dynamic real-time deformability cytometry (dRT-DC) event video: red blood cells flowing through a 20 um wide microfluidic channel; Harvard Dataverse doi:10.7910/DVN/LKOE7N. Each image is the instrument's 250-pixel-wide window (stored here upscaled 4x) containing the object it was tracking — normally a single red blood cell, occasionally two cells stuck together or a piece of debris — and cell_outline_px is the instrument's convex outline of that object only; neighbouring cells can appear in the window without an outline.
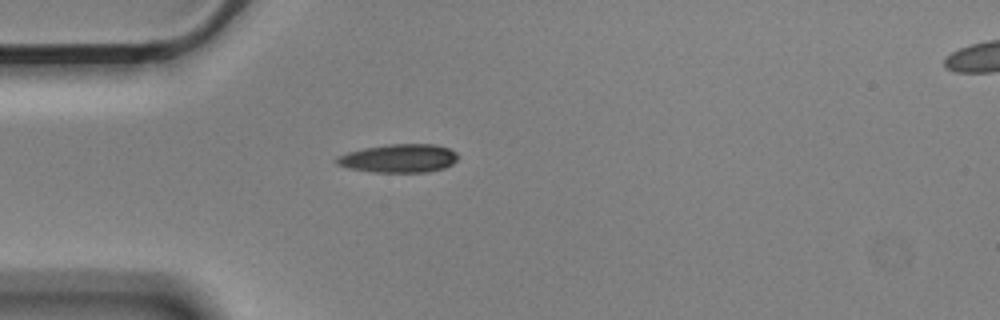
{"species": "Egyptian fruit bat (a non-hibernating species)", "species_latin": "Rousettus aegyptiacus", "temperature_condition": "cold", "stored_images_in_passage": 20, "camera_frame_rate_fps": 3000, "um_per_image_px": 0.085, "animal": {"sex": "male"}, "frame": {"image": 1, "passage_image": 1, "time_ms": 0.0, "image_size_px": [1000, 320], "cell_outline_px": [[460, 156], [452, 164], [444, 168], [428, 172], [372, 172], [348, 168], [336, 164], [332, 160], [336, 156], [348, 152], [364, 148], [388, 144], [436, 144], [448, 148], [456, 152]], "centroid_in_image_um": [33.88, 13.46], "position_along_channel_um": 51.1, "area_um2": 20.35}}
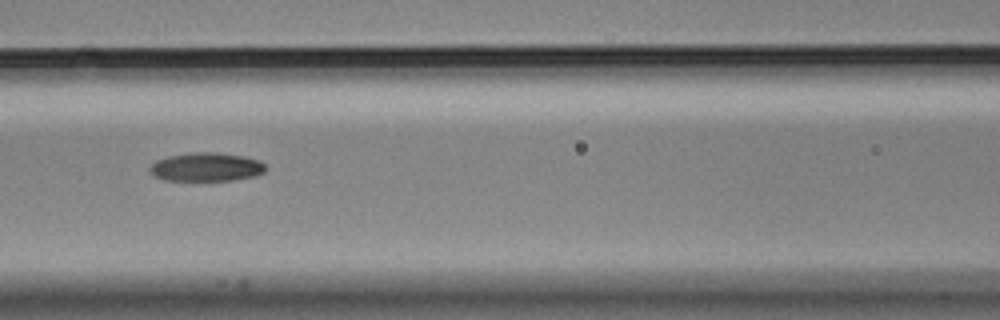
{"frame": {"image": 2, "passage_image": 10, "time_ms": 3.0, "image_size_px": [1000, 320], "cell_outline_px": [[268, 168], [264, 172], [256, 176], [232, 180], [164, 180], [152, 176], [148, 172], [148, 168], [156, 160], [168, 156], [192, 152], [216, 152], [244, 156], [260, 160]], "centroid_in_image_um": [17.52, 14.19], "position_along_channel_um": 149.1, "area_um2": 19.59}}
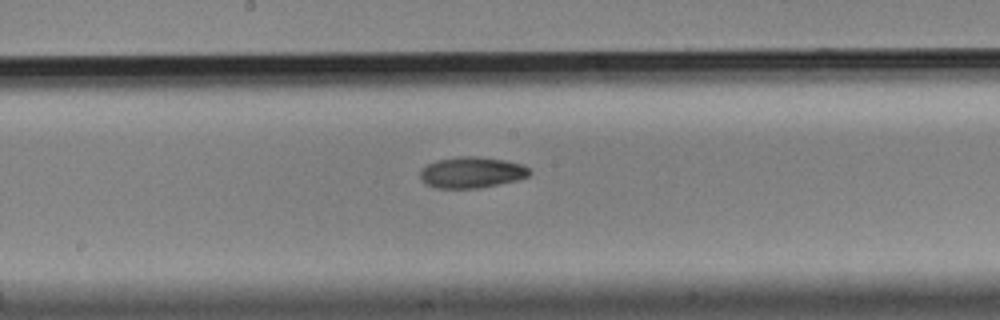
{"frame": {"image": 3, "passage_image": 15, "time_ms": 4.667, "image_size_px": [1000, 320], "cell_outline_px": [[532, 172], [528, 176], [516, 180], [476, 188], [436, 188], [424, 184], [420, 180], [420, 172], [428, 164], [436, 160], [456, 156], [476, 156], [504, 160], [520, 164], [528, 168]], "centroid_in_image_um": [40.04, 14.65], "position_along_channel_um": 208.2, "area_um2": 19.71}}